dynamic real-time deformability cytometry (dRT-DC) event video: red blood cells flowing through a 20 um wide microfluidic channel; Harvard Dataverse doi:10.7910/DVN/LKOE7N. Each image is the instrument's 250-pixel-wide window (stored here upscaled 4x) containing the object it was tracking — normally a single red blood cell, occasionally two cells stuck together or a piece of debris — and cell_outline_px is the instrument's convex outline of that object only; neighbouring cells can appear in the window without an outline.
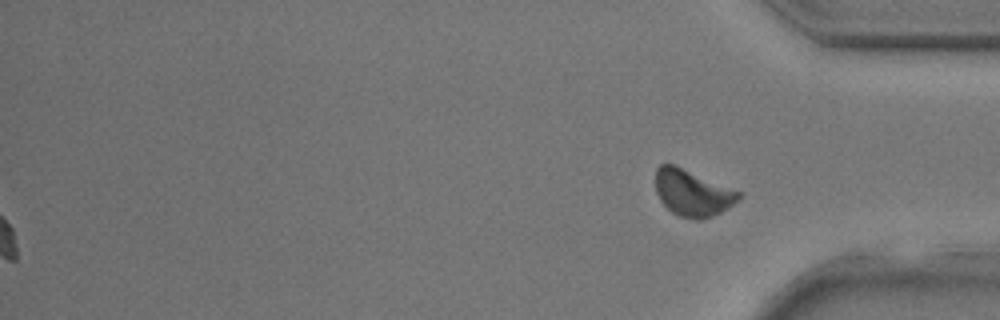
{"species": "common noctule bat (a hibernating species)", "species_latin": "Nyctalus noctula", "temperature_condition": "room temperature", "stored_images_in_passage": 29, "segment_of_instrument_passage": [2, 2], "camera_frame_rate_fps": 3000, "um_per_image_px": 0.085, "animal": {"sex": "male", "body_mass_g": 17.9, "forearm_length_mm": 54.2}, "frame": {"image": 1, "passage_image": 29, "time_ms": 9.333, "image_size_px": [1000, 320], "cell_outline_px": [[744, 196], [740, 200], [728, 208], [712, 216], [700, 220], [696, 220], [680, 216], [672, 212], [660, 200], [656, 192], [656, 168], [660, 164], [676, 164], [740, 192]], "centroid_in_image_um": [58.87, 16.39], "position_along_channel_um": 376.3, "area_um2": 22.6}}